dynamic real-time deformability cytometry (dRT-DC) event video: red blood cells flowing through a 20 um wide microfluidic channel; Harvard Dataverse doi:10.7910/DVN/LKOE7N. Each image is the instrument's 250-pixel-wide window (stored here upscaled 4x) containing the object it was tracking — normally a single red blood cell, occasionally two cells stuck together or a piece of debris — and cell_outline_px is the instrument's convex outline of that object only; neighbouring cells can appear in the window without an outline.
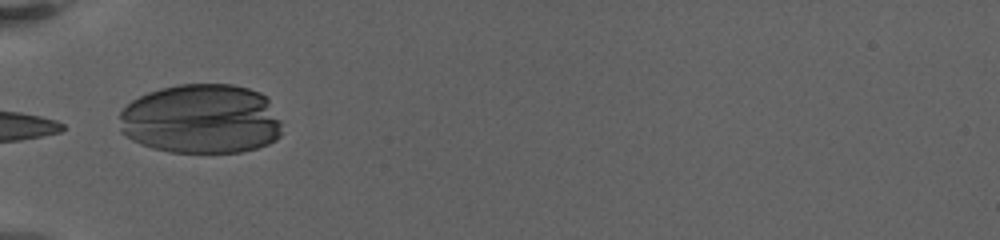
{"species": "human", "species_latin": "Homo sapiens", "temperature_condition": "warm", "stored_images_in_passage": 50, "camera_frame_rate_fps": 3000, "um_per_image_px": 0.085, "donor": {"sex": "female"}, "frame": {"image": 1, "passage_image": 1, "time_ms": 0.0, "image_size_px": [1000, 240], "cell_outline_px": [[280, 136], [276, 140], [268, 144], [256, 148], [240, 152], [168, 152], [152, 148], [140, 144], [132, 140], [120, 132], [120, 112], [132, 100], [148, 92], [160, 88], [180, 84], [232, 84], [248, 88], [260, 92], [268, 96], [280, 120]], "centroid_in_image_um": [17.12, 10.11], "position_along_channel_um": 67.9, "area_um2": 66.64}}